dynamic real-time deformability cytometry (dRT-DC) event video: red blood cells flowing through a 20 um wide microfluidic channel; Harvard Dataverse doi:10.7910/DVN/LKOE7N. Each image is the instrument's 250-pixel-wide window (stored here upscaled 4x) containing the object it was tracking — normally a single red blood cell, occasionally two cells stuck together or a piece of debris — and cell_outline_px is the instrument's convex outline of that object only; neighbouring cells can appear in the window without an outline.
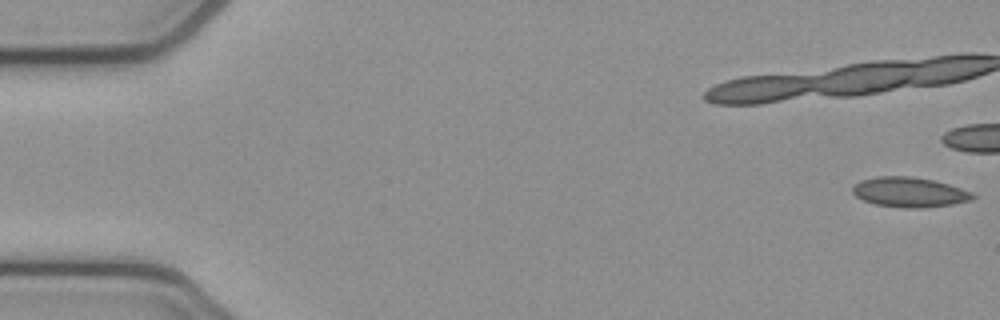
{"species": "common noctule bat (a hibernating species)", "species_latin": "Nyctalus noctula", "temperature_condition": "cold", "stored_images_in_passage": 41, "camera_frame_rate_fps": 3000, "um_per_image_px": 0.085, "animal": {"sex": "female", "body_mass_g": 21.9}, "frame": {"image": 1, "passage_image": 1, "time_ms": 0.0, "image_size_px": [1000, 320], "cell_outline_px": [[976, 196], [972, 200], [952, 204], [920, 208], [900, 208], [876, 204], [864, 200], [856, 196], [852, 192], [852, 188], [860, 180], [876, 176], [912, 176], [932, 180], [948, 184], [972, 192]], "centroid_in_image_um": [77.3, 16.33], "position_along_channel_um": 7.7, "area_um2": 20.92}}